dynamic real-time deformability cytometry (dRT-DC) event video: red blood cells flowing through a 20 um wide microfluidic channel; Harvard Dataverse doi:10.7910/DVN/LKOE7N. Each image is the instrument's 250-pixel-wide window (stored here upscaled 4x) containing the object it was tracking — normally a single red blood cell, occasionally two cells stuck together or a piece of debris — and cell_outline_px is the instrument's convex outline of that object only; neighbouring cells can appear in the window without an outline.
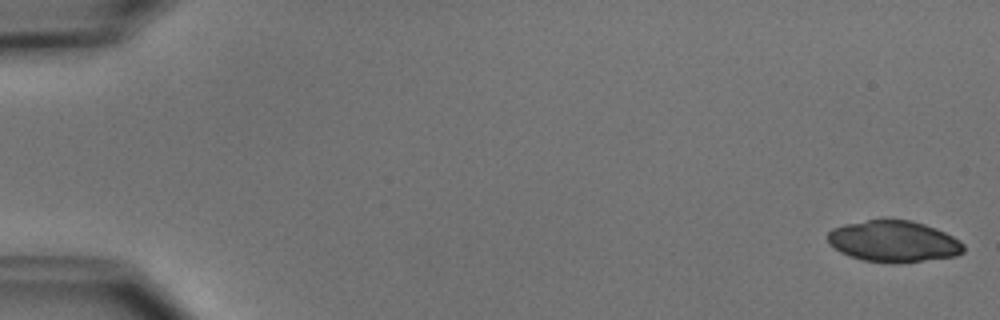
{"species": "common noctule bat (a hibernating species)", "species_latin": "Nyctalus noctula", "temperature_condition": "cold", "stored_images_in_passage": 5, "camera_frame_rate_fps": 3000, "um_per_image_px": 0.085, "animal": {"sex": "male", "body_mass_g": 15.6}, "frame": {"image": 1, "passage_image": 1, "time_ms": 0.0, "image_size_px": [1000, 320], "cell_outline_px": [[964, 252], [956, 256], [920, 260], [864, 260], [848, 256], [840, 252], [828, 240], [828, 232], [832, 228], [844, 224], [884, 216], [912, 220], [936, 228], [960, 240], [964, 244]], "centroid_in_image_um": [75.95, 20.43], "position_along_channel_um": 9.1, "area_um2": 32.48}}